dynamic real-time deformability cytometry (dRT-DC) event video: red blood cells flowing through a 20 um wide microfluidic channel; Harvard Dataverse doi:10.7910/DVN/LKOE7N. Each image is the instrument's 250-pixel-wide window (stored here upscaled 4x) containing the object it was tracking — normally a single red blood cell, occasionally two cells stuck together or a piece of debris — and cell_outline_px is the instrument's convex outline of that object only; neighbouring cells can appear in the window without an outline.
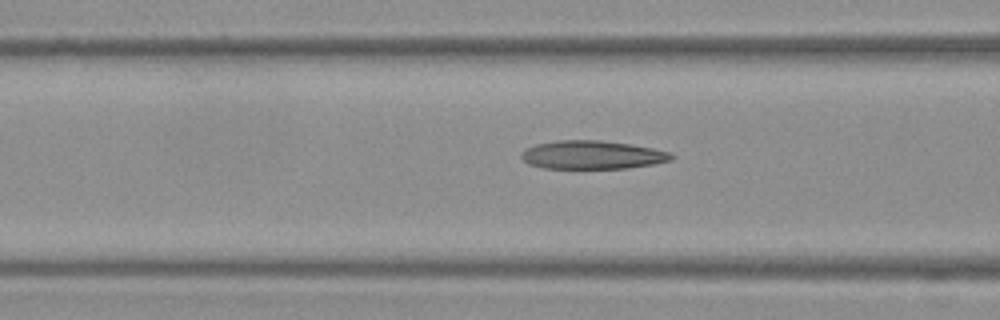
{"species": "Egyptian fruit bat (a non-hibernating species)", "species_latin": "Rousettus aegyptiacus", "temperature_condition": "warm", "stored_images_in_passage": 25, "camera_frame_rate_fps": 3000, "um_per_image_px": 0.085, "frame": {"image": 1, "passage_image": 4, "time_ms": 1.0, "image_size_px": [1000, 320], "cell_outline_px": [[676, 156], [672, 160], [652, 164], [628, 168], [544, 168], [528, 164], [520, 156], [520, 152], [536, 144], [556, 140], [600, 140], [632, 144], [672, 152]], "centroid_in_image_um": [50.36, 13.16], "position_along_channel_um": 116.2, "area_um2": 24.97}}
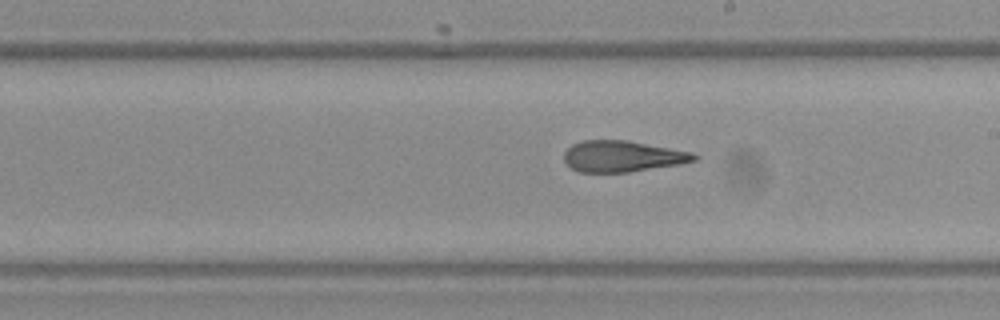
{"frame": {"image": 2, "passage_image": 13, "time_ms": 4.0, "image_size_px": [1000, 320], "cell_outline_px": [[700, 156], [696, 160], [680, 164], [628, 172], [576, 172], [564, 160], [564, 152], [572, 144], [584, 140], [628, 140], [692, 152]], "centroid_in_image_um": [52.91, 13.28], "position_along_channel_um": 236.1, "area_um2": 23.64}}
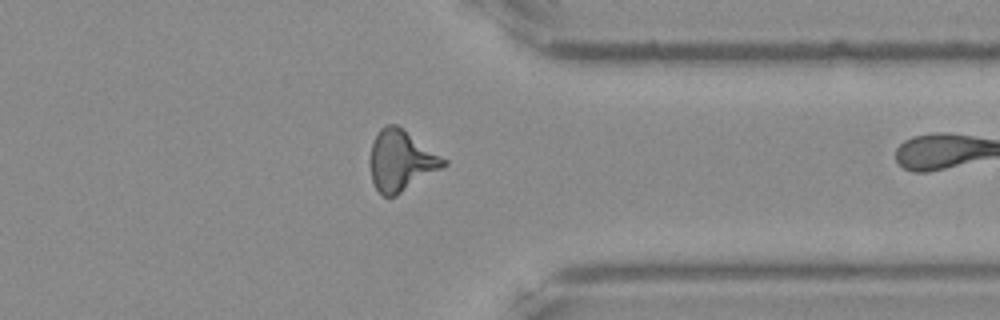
{"frame": {"image": 3, "passage_image": 24, "time_ms": 7.667, "image_size_px": [1000, 320], "cell_outline_px": [[448, 164], [396, 196], [384, 196], [376, 188], [372, 180], [372, 144], [380, 128], [388, 124], [396, 124], [448, 160]], "centroid_in_image_um": [34.12, 13.65], "position_along_channel_um": 377.3, "area_um2": 25.37}}